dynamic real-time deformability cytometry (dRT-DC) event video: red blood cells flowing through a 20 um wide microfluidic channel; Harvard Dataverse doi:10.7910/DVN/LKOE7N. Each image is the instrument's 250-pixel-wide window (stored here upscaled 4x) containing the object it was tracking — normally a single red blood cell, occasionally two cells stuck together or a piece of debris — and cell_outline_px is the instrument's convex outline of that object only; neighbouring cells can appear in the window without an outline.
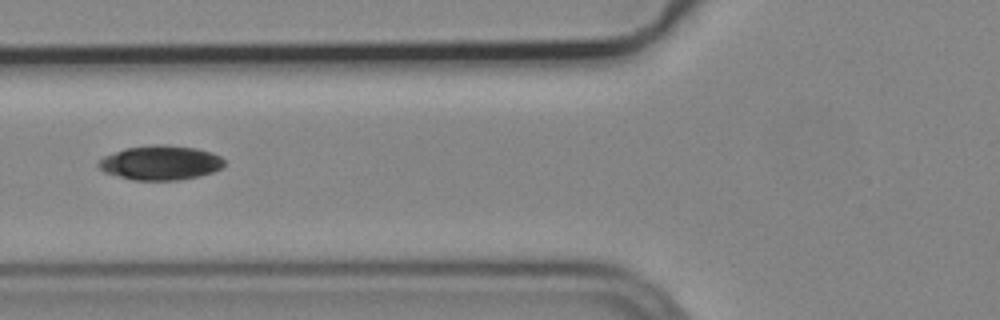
{"species": "common noctule bat (a hibernating species)", "species_latin": "Nyctalus noctula", "temperature_condition": "cold", "stored_images_in_passage": 5, "camera_frame_rate_fps": 3000, "um_per_image_px": 0.085, "animal": {"sex": "male", "body_mass_g": 19.2, "forearm_length_mm": 51.8}, "frame": {"image": 1, "passage_image": 5, "time_ms": 1.333, "image_size_px": [1000, 320], "cell_outline_px": [[224, 164], [220, 168], [212, 172], [200, 176], [180, 180], [132, 180], [104, 172], [96, 164], [104, 156], [124, 148], [152, 144], [164, 144], [196, 148], [212, 152], [220, 156], [224, 160]], "centroid_in_image_um": [13.63, 13.83], "position_along_channel_um": 112.2, "area_um2": 25.37}}